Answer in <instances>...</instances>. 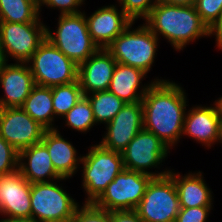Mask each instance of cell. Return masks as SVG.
Instances as JSON below:
<instances>
[{
	"instance_id": "40",
	"label": "cell",
	"mask_w": 222,
	"mask_h": 222,
	"mask_svg": "<svg viewBox=\"0 0 222 222\" xmlns=\"http://www.w3.org/2000/svg\"><path fill=\"white\" fill-rule=\"evenodd\" d=\"M215 103L217 104L218 110H219V112H220L221 115H222V96H221V95H220V97H218V98L215 100Z\"/></svg>"
},
{
	"instance_id": "15",
	"label": "cell",
	"mask_w": 222,
	"mask_h": 222,
	"mask_svg": "<svg viewBox=\"0 0 222 222\" xmlns=\"http://www.w3.org/2000/svg\"><path fill=\"white\" fill-rule=\"evenodd\" d=\"M31 184L19 169L0 175V216L31 218Z\"/></svg>"
},
{
	"instance_id": "32",
	"label": "cell",
	"mask_w": 222,
	"mask_h": 222,
	"mask_svg": "<svg viewBox=\"0 0 222 222\" xmlns=\"http://www.w3.org/2000/svg\"><path fill=\"white\" fill-rule=\"evenodd\" d=\"M213 206L180 208L175 222H207Z\"/></svg>"
},
{
	"instance_id": "2",
	"label": "cell",
	"mask_w": 222,
	"mask_h": 222,
	"mask_svg": "<svg viewBox=\"0 0 222 222\" xmlns=\"http://www.w3.org/2000/svg\"><path fill=\"white\" fill-rule=\"evenodd\" d=\"M143 21L159 39L167 40L178 52L202 37L209 38V28L194 5H169L158 1Z\"/></svg>"
},
{
	"instance_id": "5",
	"label": "cell",
	"mask_w": 222,
	"mask_h": 222,
	"mask_svg": "<svg viewBox=\"0 0 222 222\" xmlns=\"http://www.w3.org/2000/svg\"><path fill=\"white\" fill-rule=\"evenodd\" d=\"M58 15L57 29L51 31L50 26H46V38L79 66L99 47L90 36L83 11Z\"/></svg>"
},
{
	"instance_id": "26",
	"label": "cell",
	"mask_w": 222,
	"mask_h": 222,
	"mask_svg": "<svg viewBox=\"0 0 222 222\" xmlns=\"http://www.w3.org/2000/svg\"><path fill=\"white\" fill-rule=\"evenodd\" d=\"M61 118L65 121V127L81 134H87L96 125L90 102L85 95Z\"/></svg>"
},
{
	"instance_id": "34",
	"label": "cell",
	"mask_w": 222,
	"mask_h": 222,
	"mask_svg": "<svg viewBox=\"0 0 222 222\" xmlns=\"http://www.w3.org/2000/svg\"><path fill=\"white\" fill-rule=\"evenodd\" d=\"M111 222H144L135 210L111 211Z\"/></svg>"
},
{
	"instance_id": "4",
	"label": "cell",
	"mask_w": 222,
	"mask_h": 222,
	"mask_svg": "<svg viewBox=\"0 0 222 222\" xmlns=\"http://www.w3.org/2000/svg\"><path fill=\"white\" fill-rule=\"evenodd\" d=\"M95 144L88 147L86 154H82V169L79 170L81 187L86 196L84 203H93L124 169L121 153Z\"/></svg>"
},
{
	"instance_id": "18",
	"label": "cell",
	"mask_w": 222,
	"mask_h": 222,
	"mask_svg": "<svg viewBox=\"0 0 222 222\" xmlns=\"http://www.w3.org/2000/svg\"><path fill=\"white\" fill-rule=\"evenodd\" d=\"M116 60L107 49L99 48L78 67V82L83 94L108 90Z\"/></svg>"
},
{
	"instance_id": "11",
	"label": "cell",
	"mask_w": 222,
	"mask_h": 222,
	"mask_svg": "<svg viewBox=\"0 0 222 222\" xmlns=\"http://www.w3.org/2000/svg\"><path fill=\"white\" fill-rule=\"evenodd\" d=\"M46 23L0 22V40L9 62L26 63L46 39Z\"/></svg>"
},
{
	"instance_id": "38",
	"label": "cell",
	"mask_w": 222,
	"mask_h": 222,
	"mask_svg": "<svg viewBox=\"0 0 222 222\" xmlns=\"http://www.w3.org/2000/svg\"><path fill=\"white\" fill-rule=\"evenodd\" d=\"M8 63L9 62L6 58V55H5L1 40H0V72Z\"/></svg>"
},
{
	"instance_id": "13",
	"label": "cell",
	"mask_w": 222,
	"mask_h": 222,
	"mask_svg": "<svg viewBox=\"0 0 222 222\" xmlns=\"http://www.w3.org/2000/svg\"><path fill=\"white\" fill-rule=\"evenodd\" d=\"M143 129L141 102L126 103L117 115L105 125L99 144L108 150L121 153L129 142Z\"/></svg>"
},
{
	"instance_id": "3",
	"label": "cell",
	"mask_w": 222,
	"mask_h": 222,
	"mask_svg": "<svg viewBox=\"0 0 222 222\" xmlns=\"http://www.w3.org/2000/svg\"><path fill=\"white\" fill-rule=\"evenodd\" d=\"M130 25L106 48L117 63L151 72L160 39L144 24ZM134 26V28L132 27Z\"/></svg>"
},
{
	"instance_id": "7",
	"label": "cell",
	"mask_w": 222,
	"mask_h": 222,
	"mask_svg": "<svg viewBox=\"0 0 222 222\" xmlns=\"http://www.w3.org/2000/svg\"><path fill=\"white\" fill-rule=\"evenodd\" d=\"M36 85L54 87L78 81V65L47 38L26 62Z\"/></svg>"
},
{
	"instance_id": "12",
	"label": "cell",
	"mask_w": 222,
	"mask_h": 222,
	"mask_svg": "<svg viewBox=\"0 0 222 222\" xmlns=\"http://www.w3.org/2000/svg\"><path fill=\"white\" fill-rule=\"evenodd\" d=\"M45 131L21 107L0 108V136L18 152L41 142Z\"/></svg>"
},
{
	"instance_id": "6",
	"label": "cell",
	"mask_w": 222,
	"mask_h": 222,
	"mask_svg": "<svg viewBox=\"0 0 222 222\" xmlns=\"http://www.w3.org/2000/svg\"><path fill=\"white\" fill-rule=\"evenodd\" d=\"M63 180L68 178L31 184V218L39 222H70L80 203L62 186Z\"/></svg>"
},
{
	"instance_id": "31",
	"label": "cell",
	"mask_w": 222,
	"mask_h": 222,
	"mask_svg": "<svg viewBox=\"0 0 222 222\" xmlns=\"http://www.w3.org/2000/svg\"><path fill=\"white\" fill-rule=\"evenodd\" d=\"M19 152L0 136V175L18 169Z\"/></svg>"
},
{
	"instance_id": "16",
	"label": "cell",
	"mask_w": 222,
	"mask_h": 222,
	"mask_svg": "<svg viewBox=\"0 0 222 222\" xmlns=\"http://www.w3.org/2000/svg\"><path fill=\"white\" fill-rule=\"evenodd\" d=\"M116 5L99 7L90 16L83 10L90 36L99 48L106 49L133 22Z\"/></svg>"
},
{
	"instance_id": "36",
	"label": "cell",
	"mask_w": 222,
	"mask_h": 222,
	"mask_svg": "<svg viewBox=\"0 0 222 222\" xmlns=\"http://www.w3.org/2000/svg\"><path fill=\"white\" fill-rule=\"evenodd\" d=\"M169 5H194L196 0H158Z\"/></svg>"
},
{
	"instance_id": "37",
	"label": "cell",
	"mask_w": 222,
	"mask_h": 222,
	"mask_svg": "<svg viewBox=\"0 0 222 222\" xmlns=\"http://www.w3.org/2000/svg\"><path fill=\"white\" fill-rule=\"evenodd\" d=\"M0 222H39L34 218H4L0 219Z\"/></svg>"
},
{
	"instance_id": "9",
	"label": "cell",
	"mask_w": 222,
	"mask_h": 222,
	"mask_svg": "<svg viewBox=\"0 0 222 222\" xmlns=\"http://www.w3.org/2000/svg\"><path fill=\"white\" fill-rule=\"evenodd\" d=\"M179 210L178 192L169 175L152 178L135 208L144 222H175Z\"/></svg>"
},
{
	"instance_id": "35",
	"label": "cell",
	"mask_w": 222,
	"mask_h": 222,
	"mask_svg": "<svg viewBox=\"0 0 222 222\" xmlns=\"http://www.w3.org/2000/svg\"><path fill=\"white\" fill-rule=\"evenodd\" d=\"M209 37L215 38V47L222 51V13L219 19L209 28Z\"/></svg>"
},
{
	"instance_id": "10",
	"label": "cell",
	"mask_w": 222,
	"mask_h": 222,
	"mask_svg": "<svg viewBox=\"0 0 222 222\" xmlns=\"http://www.w3.org/2000/svg\"><path fill=\"white\" fill-rule=\"evenodd\" d=\"M153 177L137 171L123 169L93 202L100 208L111 211L135 210L146 187Z\"/></svg>"
},
{
	"instance_id": "25",
	"label": "cell",
	"mask_w": 222,
	"mask_h": 222,
	"mask_svg": "<svg viewBox=\"0 0 222 222\" xmlns=\"http://www.w3.org/2000/svg\"><path fill=\"white\" fill-rule=\"evenodd\" d=\"M0 22L44 23L40 12L24 0H0Z\"/></svg>"
},
{
	"instance_id": "8",
	"label": "cell",
	"mask_w": 222,
	"mask_h": 222,
	"mask_svg": "<svg viewBox=\"0 0 222 222\" xmlns=\"http://www.w3.org/2000/svg\"><path fill=\"white\" fill-rule=\"evenodd\" d=\"M170 151L154 133L143 128L121 152L124 169L147 174L153 178L166 176L170 172V167H165L162 171L160 167L164 165L162 163L167 160ZM155 168L160 171H156Z\"/></svg>"
},
{
	"instance_id": "17",
	"label": "cell",
	"mask_w": 222,
	"mask_h": 222,
	"mask_svg": "<svg viewBox=\"0 0 222 222\" xmlns=\"http://www.w3.org/2000/svg\"><path fill=\"white\" fill-rule=\"evenodd\" d=\"M27 63H9L0 72V108L21 107L35 86Z\"/></svg>"
},
{
	"instance_id": "21",
	"label": "cell",
	"mask_w": 222,
	"mask_h": 222,
	"mask_svg": "<svg viewBox=\"0 0 222 222\" xmlns=\"http://www.w3.org/2000/svg\"><path fill=\"white\" fill-rule=\"evenodd\" d=\"M170 169L169 176L174 180L180 208L214 206L213 191L207 185L202 171H189L180 174Z\"/></svg>"
},
{
	"instance_id": "23",
	"label": "cell",
	"mask_w": 222,
	"mask_h": 222,
	"mask_svg": "<svg viewBox=\"0 0 222 222\" xmlns=\"http://www.w3.org/2000/svg\"><path fill=\"white\" fill-rule=\"evenodd\" d=\"M21 108L46 130L56 129L52 87L35 85Z\"/></svg>"
},
{
	"instance_id": "29",
	"label": "cell",
	"mask_w": 222,
	"mask_h": 222,
	"mask_svg": "<svg viewBox=\"0 0 222 222\" xmlns=\"http://www.w3.org/2000/svg\"><path fill=\"white\" fill-rule=\"evenodd\" d=\"M79 205L70 222H111V212L96 207L93 203Z\"/></svg>"
},
{
	"instance_id": "30",
	"label": "cell",
	"mask_w": 222,
	"mask_h": 222,
	"mask_svg": "<svg viewBox=\"0 0 222 222\" xmlns=\"http://www.w3.org/2000/svg\"><path fill=\"white\" fill-rule=\"evenodd\" d=\"M194 7L201 20L210 28L222 13V0H196Z\"/></svg>"
},
{
	"instance_id": "20",
	"label": "cell",
	"mask_w": 222,
	"mask_h": 222,
	"mask_svg": "<svg viewBox=\"0 0 222 222\" xmlns=\"http://www.w3.org/2000/svg\"><path fill=\"white\" fill-rule=\"evenodd\" d=\"M41 142L46 146L53 167L62 178H73L80 170L82 156L59 128L46 130Z\"/></svg>"
},
{
	"instance_id": "24",
	"label": "cell",
	"mask_w": 222,
	"mask_h": 222,
	"mask_svg": "<svg viewBox=\"0 0 222 222\" xmlns=\"http://www.w3.org/2000/svg\"><path fill=\"white\" fill-rule=\"evenodd\" d=\"M97 125L108 124L125 106V102L109 90L86 95Z\"/></svg>"
},
{
	"instance_id": "14",
	"label": "cell",
	"mask_w": 222,
	"mask_h": 222,
	"mask_svg": "<svg viewBox=\"0 0 222 222\" xmlns=\"http://www.w3.org/2000/svg\"><path fill=\"white\" fill-rule=\"evenodd\" d=\"M221 113L215 101L208 105H193L186 111L182 137L194 139L206 148L218 144Z\"/></svg>"
},
{
	"instance_id": "33",
	"label": "cell",
	"mask_w": 222,
	"mask_h": 222,
	"mask_svg": "<svg viewBox=\"0 0 222 222\" xmlns=\"http://www.w3.org/2000/svg\"><path fill=\"white\" fill-rule=\"evenodd\" d=\"M86 0H48L43 6L51 10L57 9L62 14H76L82 12L83 4L86 5Z\"/></svg>"
},
{
	"instance_id": "22",
	"label": "cell",
	"mask_w": 222,
	"mask_h": 222,
	"mask_svg": "<svg viewBox=\"0 0 222 222\" xmlns=\"http://www.w3.org/2000/svg\"><path fill=\"white\" fill-rule=\"evenodd\" d=\"M18 169L30 184L62 178L53 167L48 150L42 142L19 152Z\"/></svg>"
},
{
	"instance_id": "1",
	"label": "cell",
	"mask_w": 222,
	"mask_h": 222,
	"mask_svg": "<svg viewBox=\"0 0 222 222\" xmlns=\"http://www.w3.org/2000/svg\"><path fill=\"white\" fill-rule=\"evenodd\" d=\"M188 102L186 90L175 80L154 81L141 101L143 128L172 151L182 138Z\"/></svg>"
},
{
	"instance_id": "39",
	"label": "cell",
	"mask_w": 222,
	"mask_h": 222,
	"mask_svg": "<svg viewBox=\"0 0 222 222\" xmlns=\"http://www.w3.org/2000/svg\"><path fill=\"white\" fill-rule=\"evenodd\" d=\"M31 3L40 12V0H24Z\"/></svg>"
},
{
	"instance_id": "27",
	"label": "cell",
	"mask_w": 222,
	"mask_h": 222,
	"mask_svg": "<svg viewBox=\"0 0 222 222\" xmlns=\"http://www.w3.org/2000/svg\"><path fill=\"white\" fill-rule=\"evenodd\" d=\"M84 94L78 81L52 87V103L56 119L64 116Z\"/></svg>"
},
{
	"instance_id": "28",
	"label": "cell",
	"mask_w": 222,
	"mask_h": 222,
	"mask_svg": "<svg viewBox=\"0 0 222 222\" xmlns=\"http://www.w3.org/2000/svg\"><path fill=\"white\" fill-rule=\"evenodd\" d=\"M121 10L133 21L144 20L158 0H115Z\"/></svg>"
},
{
	"instance_id": "42",
	"label": "cell",
	"mask_w": 222,
	"mask_h": 222,
	"mask_svg": "<svg viewBox=\"0 0 222 222\" xmlns=\"http://www.w3.org/2000/svg\"><path fill=\"white\" fill-rule=\"evenodd\" d=\"M48 0H40V16L41 15V11H42V6L47 2Z\"/></svg>"
},
{
	"instance_id": "41",
	"label": "cell",
	"mask_w": 222,
	"mask_h": 222,
	"mask_svg": "<svg viewBox=\"0 0 222 222\" xmlns=\"http://www.w3.org/2000/svg\"><path fill=\"white\" fill-rule=\"evenodd\" d=\"M219 144L222 145V117H221V121H220V131H219Z\"/></svg>"
},
{
	"instance_id": "19",
	"label": "cell",
	"mask_w": 222,
	"mask_h": 222,
	"mask_svg": "<svg viewBox=\"0 0 222 222\" xmlns=\"http://www.w3.org/2000/svg\"><path fill=\"white\" fill-rule=\"evenodd\" d=\"M146 76L147 73L139 68L117 63L108 90L125 103L141 102L154 81L167 80L155 77L143 85L142 81L147 78Z\"/></svg>"
}]
</instances>
